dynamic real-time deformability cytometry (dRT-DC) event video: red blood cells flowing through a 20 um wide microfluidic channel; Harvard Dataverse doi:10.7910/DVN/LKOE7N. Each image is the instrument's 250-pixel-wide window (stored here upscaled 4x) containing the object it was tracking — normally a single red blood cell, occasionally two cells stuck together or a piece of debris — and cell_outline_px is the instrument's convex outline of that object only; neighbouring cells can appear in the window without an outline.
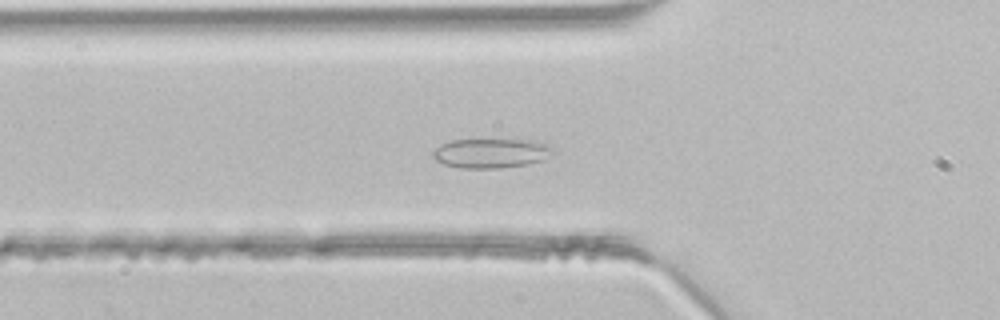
{"species": "common noctule bat (a hibernating species)", "species_latin": "Nyctalus noctula", "temperature_condition": "room temperature", "stored_images_in_passage": 42, "segment_of_instrument_passage": [1, 2], "camera_frame_rate_fps": 3000, "um_per_image_px": 0.085, "animal": {"sex": "male", "body_mass_g": 21.5, "forearm_length_mm": 52.0}, "frame": {"image": 1, "passage_image": 12, "time_ms": 3.667, "image_size_px": [1000, 320], "cell_outline_px": [[552, 152], [544, 160], [528, 164], [500, 168], [460, 168], [444, 164], [436, 160], [432, 156], [432, 152], [440, 144], [452, 140], [528, 140], [544, 144], [552, 148]], "centroid_in_image_um": [41.69, 13.03], "position_along_channel_um": 84.1, "area_um2": 20.4}}
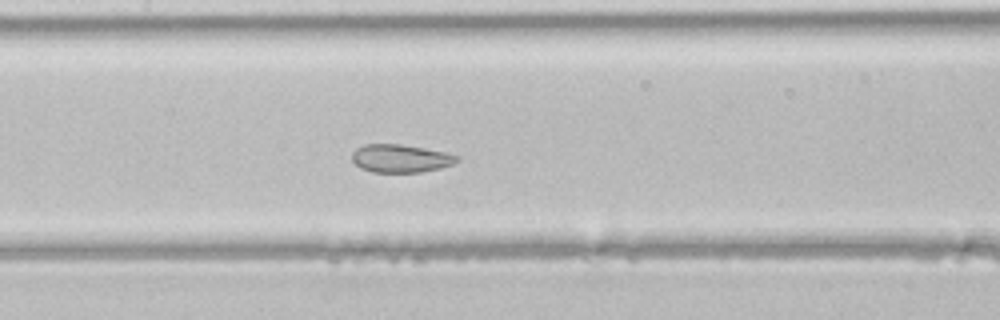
{"frame": {"image": 2, "passage_image": 18, "time_ms": 5.667, "image_size_px": [1000, 320], "cell_outline_px": [[460, 160], [452, 164], [440, 168], [420, 172], [372, 172], [360, 168], [352, 160], [352, 152], [356, 148], [364, 144], [400, 144], [424, 148], [444, 152], [460, 156]], "centroid_in_image_um": [34.04, 13.46], "position_along_channel_um": 173.4, "area_um2": 17.17}}
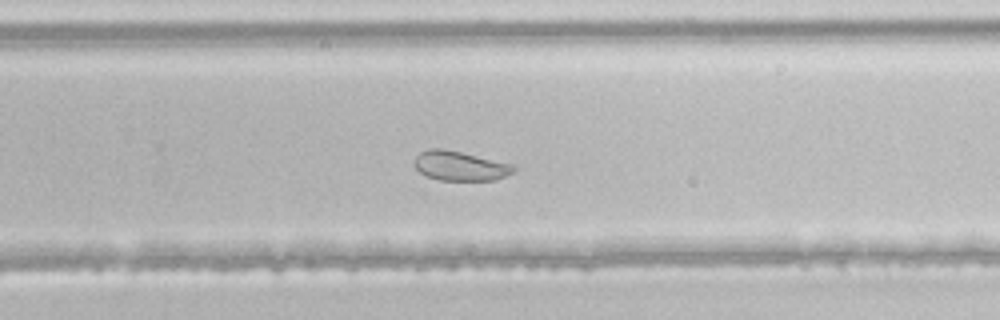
{"frame": {"image": 3, "passage_image": 26, "time_ms": 8.333, "image_size_px": [1000, 320], "cell_outline_px": [[516, 168], [512, 172], [504, 176], [492, 180], [440, 180], [428, 176], [420, 172], [416, 168], [412, 160], [420, 152], [428, 148], [440, 148], [460, 152], [512, 164]], "centroid_in_image_um": [39.05, 14.09], "position_along_channel_um": 290.8, "area_um2": 16.82}}